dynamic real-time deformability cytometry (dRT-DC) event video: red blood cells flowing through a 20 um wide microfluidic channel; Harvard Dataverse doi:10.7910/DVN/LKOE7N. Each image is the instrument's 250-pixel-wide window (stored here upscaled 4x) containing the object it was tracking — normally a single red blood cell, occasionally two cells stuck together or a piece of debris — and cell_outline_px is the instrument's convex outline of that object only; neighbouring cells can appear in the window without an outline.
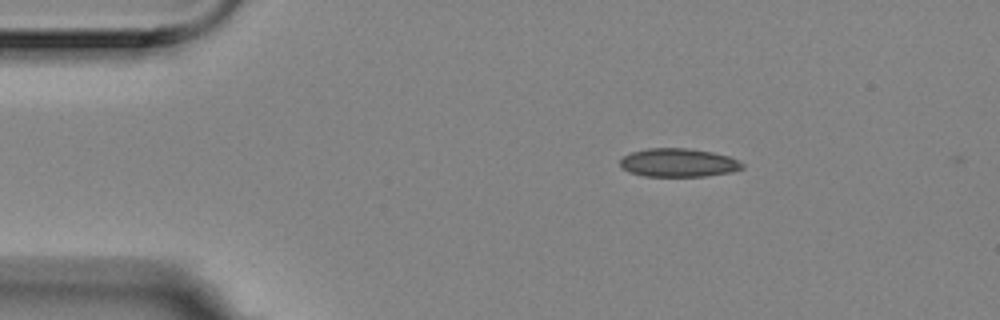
{"species": "Egyptian fruit bat (a non-hibernating species)", "species_latin": "Rousettus aegyptiacus", "temperature_condition": "room temperature", "stored_images_in_passage": 2, "camera_frame_rate_fps": 3000, "um_per_image_px": 0.085, "animal": {"sex": "female"}, "frame": {"image": 1, "passage_image": 1, "time_ms": 0.0, "image_size_px": [1000, 320], "cell_outline_px": [[744, 168], [732, 172], [704, 176], [644, 176], [628, 172], [620, 168], [620, 160], [624, 156], [632, 152], [648, 148], [688, 148], [712, 152], [728, 156], [744, 164]], "centroid_in_image_um": [57.64, 13.83], "position_along_channel_um": 27.4, "area_um2": 20.29}}